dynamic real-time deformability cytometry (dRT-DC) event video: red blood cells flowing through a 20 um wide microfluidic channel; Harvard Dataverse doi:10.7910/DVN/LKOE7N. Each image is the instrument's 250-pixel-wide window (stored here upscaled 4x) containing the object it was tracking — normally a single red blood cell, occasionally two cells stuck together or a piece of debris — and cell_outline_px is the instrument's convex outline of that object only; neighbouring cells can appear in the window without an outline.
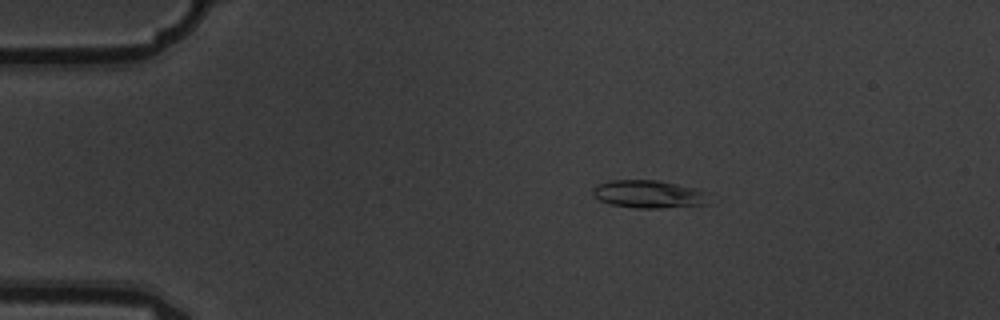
{"species": "common noctule bat (a hibernating species)", "species_latin": "Nyctalus noctula", "temperature_condition": "warm", "stored_images_in_passage": 2, "camera_frame_rate_fps": 3000, "um_per_image_px": 0.085, "animal": {"sex": "male", "body_mass_g": 19.5, "forearm_length_mm": 54.6}, "frame": {"image": 1, "passage_image": 1, "time_ms": 0.0, "image_size_px": [1000, 320], "cell_outline_px": [[708, 204], [664, 208], [636, 208], [612, 204], [600, 200], [592, 192], [592, 188], [596, 184], [612, 180], [656, 180], [696, 188], [708, 192]], "centroid_in_image_um": [55.17, 16.5], "position_along_channel_um": 29.8, "area_um2": 18.84}}